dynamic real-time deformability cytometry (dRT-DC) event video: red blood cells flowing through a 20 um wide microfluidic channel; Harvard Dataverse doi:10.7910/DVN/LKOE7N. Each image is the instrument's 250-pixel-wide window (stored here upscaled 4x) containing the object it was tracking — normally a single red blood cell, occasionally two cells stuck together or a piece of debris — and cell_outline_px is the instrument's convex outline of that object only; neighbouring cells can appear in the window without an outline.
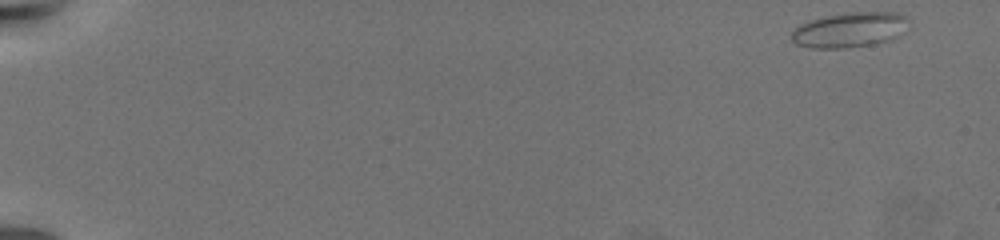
{"species": "common noctule bat (a hibernating species)", "species_latin": "Nyctalus noctula", "temperature_condition": "warm", "stored_images_in_passage": 6, "camera_frame_rate_fps": 3000, "um_per_image_px": 0.085, "animal": {"sex": "female", "body_mass_g": 19.5, "forearm_length_mm": 54.1}, "frame": {"image": 1, "passage_image": 1, "time_ms": 0.0, "image_size_px": [1000, 240], "cell_outline_px": [[908, 20], [900, 36], [892, 40], [872, 44], [844, 48], [808, 48], [796, 44], [792, 40], [792, 32], [800, 24], [808, 20], [848, 12], [900, 12]], "centroid_in_image_um": [72.22, 2.54], "position_along_channel_um": 12.8, "area_um2": 23.93}}